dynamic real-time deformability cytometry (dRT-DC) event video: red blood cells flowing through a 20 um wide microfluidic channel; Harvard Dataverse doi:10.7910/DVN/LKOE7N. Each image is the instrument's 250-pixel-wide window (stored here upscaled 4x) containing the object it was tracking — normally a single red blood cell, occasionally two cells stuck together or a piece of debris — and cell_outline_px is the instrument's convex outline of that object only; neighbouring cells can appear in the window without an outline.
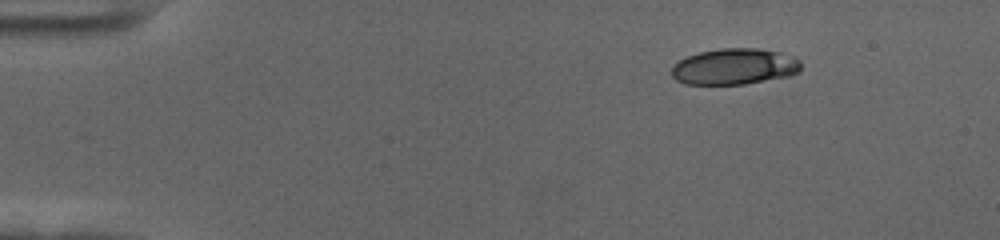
{"species": "human", "species_latin": "Homo sapiens", "temperature_condition": "cold", "stored_images_in_passage": 51, "camera_frame_rate_fps": 3000, "um_per_image_px": 0.085, "donor": {"sex": "female"}, "frame": {"image": 1, "passage_image": 1, "time_ms": 0.0, "image_size_px": [1000, 240], "cell_outline_px": [[800, 72], [788, 76], [744, 84], [684, 84], [676, 80], [672, 76], [672, 68], [680, 60], [688, 56], [700, 52], [720, 48], [756, 48], [780, 52], [792, 56], [800, 60]], "centroid_in_image_um": [62.44, 5.66], "position_along_channel_um": 22.6, "area_um2": 27.11}}
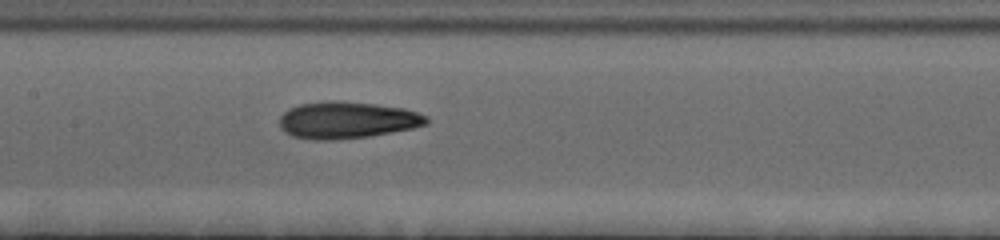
{"frame": {"image": 2, "passage_image": 22, "time_ms": 7.0, "image_size_px": [1000, 240], "cell_outline_px": [[428, 124], [412, 128], [392, 132], [368, 136], [332, 140], [312, 140], [292, 136], [284, 132], [280, 128], [280, 116], [288, 108], [300, 104], [376, 104], [404, 108], [428, 116]], "centroid_in_image_um": [29.51, 10.26], "position_along_channel_um": 177.9, "area_um2": 30.52}}
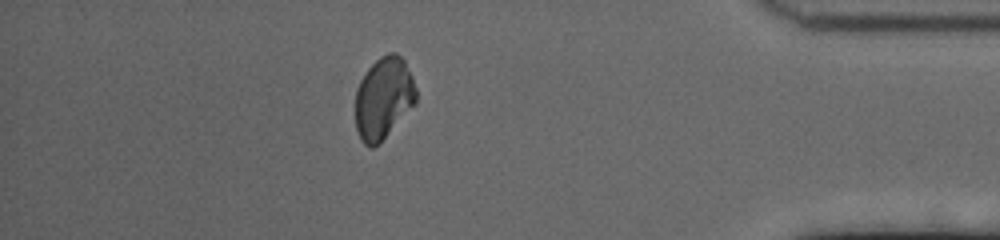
{"frame": {"image": 3, "passage_image": 44, "time_ms": 14.333, "image_size_px": [1000, 240], "cell_outline_px": [[416, 104], [380, 144], [372, 148], [368, 148], [360, 140], [356, 128], [356, 88], [360, 80], [368, 68], [380, 56], [388, 52], [396, 52], [404, 60], [412, 76], [416, 88]], "centroid_in_image_um": [32.61, 8.37], "position_along_channel_um": 402.6, "area_um2": 29.42}, "authors_computed_cell_mechanics": {"area_um2": 29.8248, "velocity_mm_per_s": 3.5487, "shape_relaxation_time_tau1_ms": 5.6542, "shape_relaxation_time_tau2_ms": 2.6412, "deformation_change_tau1": 0.1742, "deformation_change_tau2": 0.0941}}